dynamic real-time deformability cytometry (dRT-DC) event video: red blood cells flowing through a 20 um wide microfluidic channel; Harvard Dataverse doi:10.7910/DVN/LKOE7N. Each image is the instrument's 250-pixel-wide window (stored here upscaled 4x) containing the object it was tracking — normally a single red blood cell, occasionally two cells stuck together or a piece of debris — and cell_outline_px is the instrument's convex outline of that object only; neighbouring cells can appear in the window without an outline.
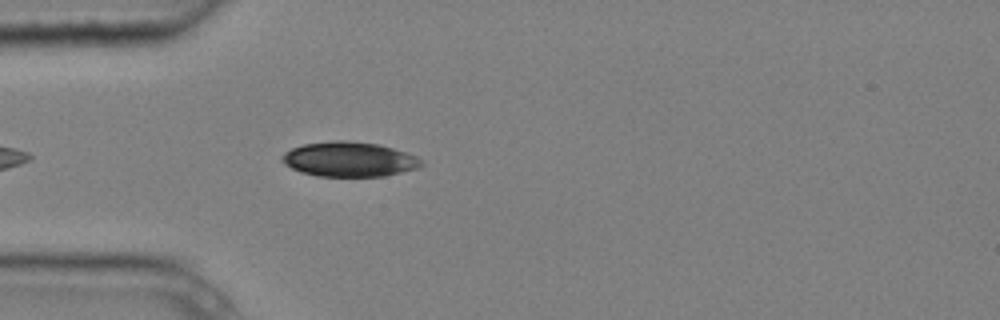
{"species": "common noctule bat (a hibernating species)", "species_latin": "Nyctalus noctula", "temperature_condition": "cold", "stored_images_in_passage": 5, "camera_frame_rate_fps": 3000, "um_per_image_px": 0.085, "animal": {"sex": "male", "body_mass_g": 20.4}, "frame": {"image": 1, "passage_image": 5, "time_ms": 1.333, "image_size_px": [1000, 320], "cell_outline_px": [[424, 164], [416, 168], [384, 176], [320, 176], [300, 172], [284, 164], [280, 160], [280, 156], [284, 152], [292, 148], [304, 144], [336, 140], [344, 140], [380, 144], [416, 156], [424, 160]], "centroid_in_image_um": [29.66, 13.53], "position_along_channel_um": 55.3, "area_um2": 28.21}}